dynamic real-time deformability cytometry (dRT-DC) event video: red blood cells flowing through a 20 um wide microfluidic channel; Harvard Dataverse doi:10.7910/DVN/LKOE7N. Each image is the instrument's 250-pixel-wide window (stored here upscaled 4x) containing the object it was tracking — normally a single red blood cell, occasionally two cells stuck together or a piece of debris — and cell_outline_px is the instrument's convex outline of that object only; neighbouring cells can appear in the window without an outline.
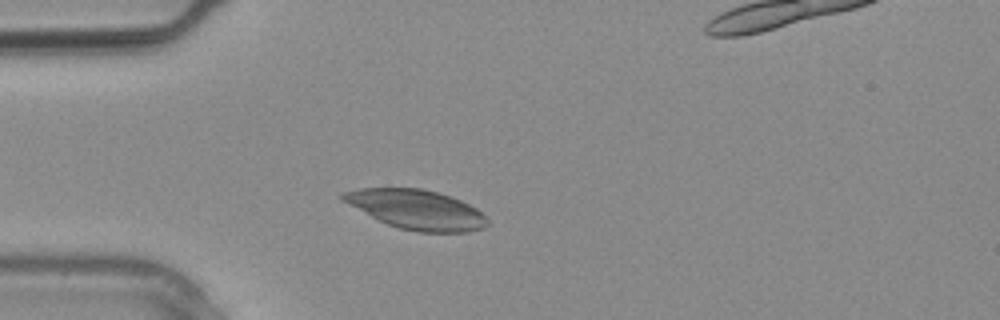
{"species": "common noctule bat (a hibernating species)", "species_latin": "Nyctalus noctula", "temperature_condition": "warm", "stored_images_in_passage": 2, "camera_frame_rate_fps": 3000, "um_per_image_px": 0.085, "animal": {"sex": "male", "body_mass_g": 20.4}, "frame": {"image": 1, "passage_image": 2, "time_ms": 0.333, "image_size_px": [1000, 320], "cell_outline_px": [[488, 224], [484, 228], [468, 232], [420, 232], [400, 228], [388, 224], [340, 200], [340, 192], [360, 188], [420, 188], [436, 192], [460, 200], [476, 208], [488, 220]], "centroid_in_image_um": [35.39, 17.8], "position_along_channel_um": 49.6, "area_um2": 32.89}}